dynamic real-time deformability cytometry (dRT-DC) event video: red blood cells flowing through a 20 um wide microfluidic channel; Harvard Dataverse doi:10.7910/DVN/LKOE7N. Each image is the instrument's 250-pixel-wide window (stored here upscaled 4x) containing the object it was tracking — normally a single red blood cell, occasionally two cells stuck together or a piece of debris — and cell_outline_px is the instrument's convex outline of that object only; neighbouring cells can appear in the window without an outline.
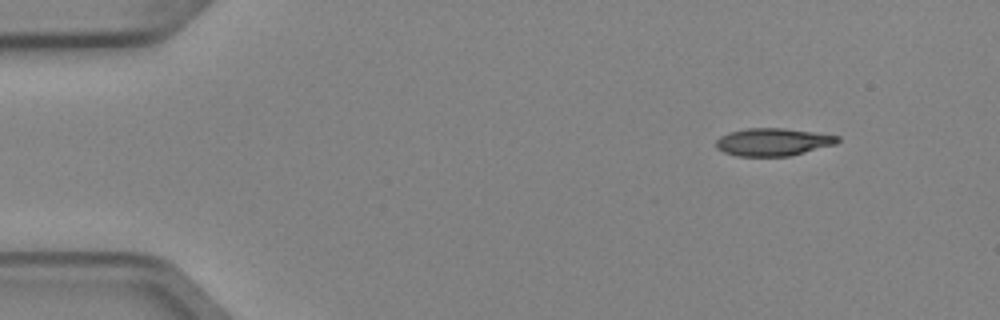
{"species": "Egyptian fruit bat (a non-hibernating species)", "species_latin": "Rousettus aegyptiacus", "temperature_condition": "cold", "stored_images_in_passage": 6, "segment_of_instrument_passage": [2, 2], "camera_frame_rate_fps": 3000, "um_per_image_px": 0.085, "animal": {"sex": "female"}, "frame": {"image": 1, "passage_image": 6, "time_ms": 1.667, "image_size_px": [1000, 320], "cell_outline_px": [[840, 140], [836, 144], [788, 156], [736, 156], [724, 152], [716, 148], [716, 140], [720, 136], [728, 132], [744, 128], [784, 128], [840, 136]], "centroid_in_image_um": [65.67, 12.06], "position_along_channel_um": 19.3, "area_um2": 19.59}}